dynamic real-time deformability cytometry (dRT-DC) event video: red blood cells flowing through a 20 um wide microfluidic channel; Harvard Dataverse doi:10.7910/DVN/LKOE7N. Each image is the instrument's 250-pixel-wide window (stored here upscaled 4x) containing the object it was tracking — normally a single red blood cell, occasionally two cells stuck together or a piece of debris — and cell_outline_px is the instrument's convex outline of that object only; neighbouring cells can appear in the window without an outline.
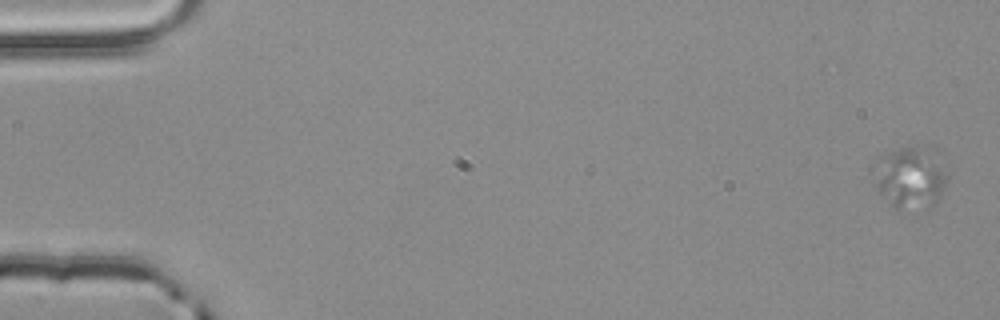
{"species": "common noctule bat (a hibernating species)", "species_latin": "Nyctalus noctula", "temperature_condition": "room temperature", "stored_images_in_passage": 3, "segment_of_instrument_passage": [1, 2], "camera_frame_rate_fps": 3000, "um_per_image_px": 0.085, "animal": {"sex": "male", "body_mass_g": 20.4}, "frame": {"image": 1, "passage_image": 1, "time_ms": 0.0, "image_size_px": [1000, 320], "cell_outline_px": [[944, 184], [936, 204], [928, 212], [896, 208], [876, 188], [872, 168], [872, 164], [884, 152], [908, 144], [924, 144], [944, 172]], "centroid_in_image_um": [77.28, 15.09], "position_along_channel_um": 7.7, "area_um2": 26.7}}